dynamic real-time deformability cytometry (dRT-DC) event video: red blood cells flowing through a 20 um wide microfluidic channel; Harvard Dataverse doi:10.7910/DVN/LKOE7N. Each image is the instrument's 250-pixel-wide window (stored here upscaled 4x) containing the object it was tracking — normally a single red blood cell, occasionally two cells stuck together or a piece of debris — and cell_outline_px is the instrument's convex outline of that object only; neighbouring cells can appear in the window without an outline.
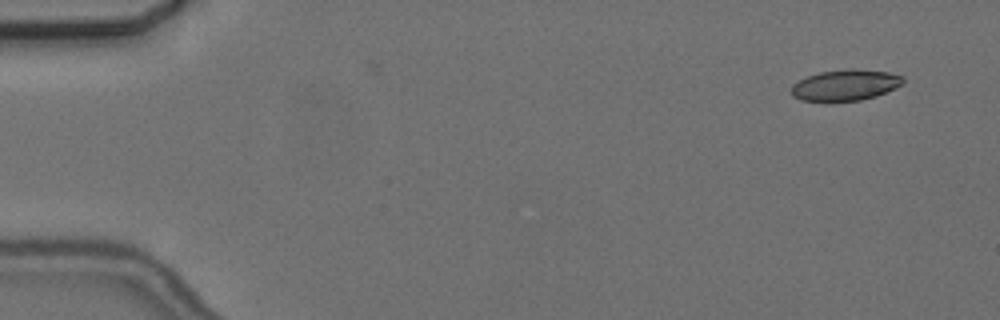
{"species": "common noctule bat (a hibernating species)", "species_latin": "Nyctalus noctula", "temperature_condition": "cold", "stored_images_in_passage": 5, "camera_frame_rate_fps": 3000, "um_per_image_px": 0.085, "animal": {"sex": "female", "body_mass_g": 24.6, "forearm_length_mm": 56.2}, "frame": {"image": 1, "passage_image": 1, "time_ms": 0.0, "image_size_px": [1000, 320], "cell_outline_px": [[904, 84], [896, 88], [876, 96], [860, 100], [800, 100], [792, 96], [792, 84], [808, 76], [820, 72], [848, 68], [852, 68], [888, 72], [904, 76]], "centroid_in_image_um": [71.9, 7.21], "position_along_channel_um": 13.1, "area_um2": 20.06}}
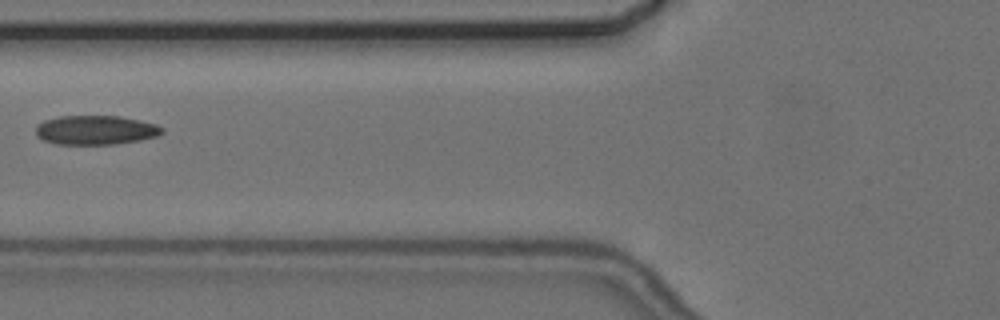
{"frame": {"image": 2, "passage_image": 4, "time_ms": 6.333, "image_size_px": [1000, 320], "cell_outline_px": [[164, 132], [156, 136], [140, 140], [116, 144], [56, 144], [44, 140], [36, 136], [36, 124], [44, 120], [60, 116], [120, 116], [140, 120], [156, 124], [164, 128]], "centroid_in_image_um": [8.12, 11.05], "position_along_channel_um": 117.7, "area_um2": 21.62}}
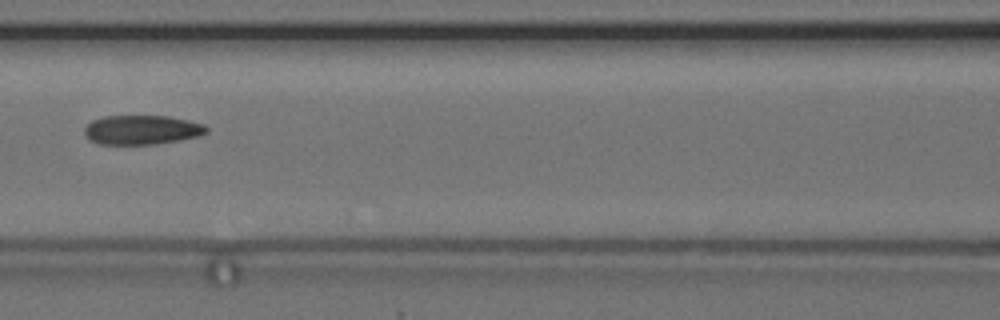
{"frame": {"image": 3, "passage_image": 5, "time_ms": 7.333, "image_size_px": [1000, 320], "cell_outline_px": [[208, 132], [200, 136], [156, 144], [100, 144], [92, 140], [84, 132], [84, 128], [92, 120], [104, 116], [168, 116], [188, 120], [204, 124], [208, 128]], "centroid_in_image_um": [12.09, 11.03], "position_along_channel_um": 154.5, "area_um2": 20.75}}